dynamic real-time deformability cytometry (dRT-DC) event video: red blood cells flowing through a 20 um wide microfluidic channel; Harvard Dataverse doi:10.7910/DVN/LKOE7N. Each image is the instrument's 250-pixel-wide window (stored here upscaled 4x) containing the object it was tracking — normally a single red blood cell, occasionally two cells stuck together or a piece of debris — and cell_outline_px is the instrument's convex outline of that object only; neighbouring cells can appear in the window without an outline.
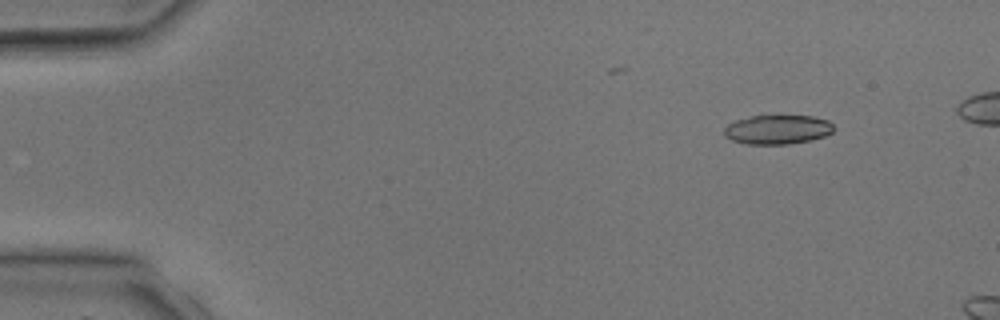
{"species": "common noctule bat (a hibernating species)", "species_latin": "Nyctalus noctula", "temperature_condition": "room temperature", "stored_images_in_passage": 4, "camera_frame_rate_fps": 3000, "um_per_image_px": 0.085, "animal": {"sex": "male", "body_mass_g": 17.9, "forearm_length_mm": 54.2}, "frame": {"image": 1, "passage_image": 2, "time_ms": 1.333, "image_size_px": [1000, 320], "cell_outline_px": [[836, 128], [832, 132], [824, 136], [812, 140], [788, 144], [744, 144], [732, 140], [724, 136], [724, 128], [728, 124], [736, 120], [752, 116], [812, 116], [828, 120]], "centroid_in_image_um": [66.09, 11.02], "position_along_channel_um": 18.9, "area_um2": 18.73}}